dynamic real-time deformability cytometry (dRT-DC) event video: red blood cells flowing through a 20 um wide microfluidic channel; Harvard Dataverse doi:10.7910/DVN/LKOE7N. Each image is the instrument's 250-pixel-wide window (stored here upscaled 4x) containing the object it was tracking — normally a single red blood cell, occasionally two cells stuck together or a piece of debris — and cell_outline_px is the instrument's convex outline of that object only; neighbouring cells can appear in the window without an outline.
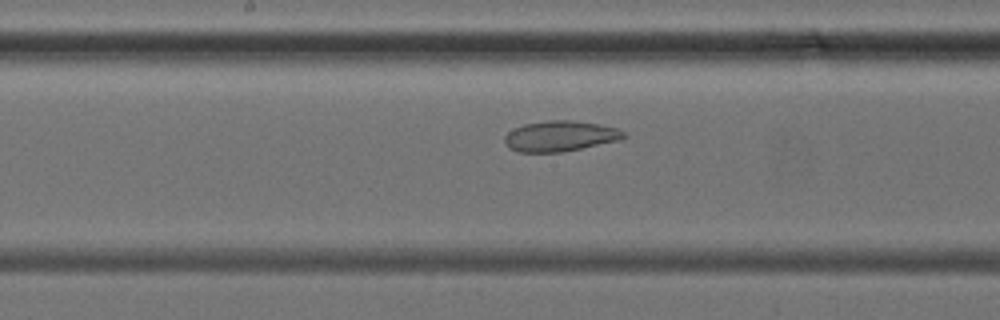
{"species": "common noctule bat (a hibernating species)", "species_latin": "Nyctalus noctula", "temperature_condition": "cold", "stored_images_in_passage": 39, "camera_frame_rate_fps": 3000, "um_per_image_px": 0.085, "animal": {"sex": "female", "body_mass_g": 24.6, "forearm_length_mm": 56.2}, "frame": {"image": 1, "passage_image": 19, "time_ms": 6.0, "image_size_px": [1000, 320], "cell_outline_px": [[628, 136], [620, 140], [560, 152], [516, 152], [508, 148], [504, 140], [504, 136], [512, 128], [524, 124], [548, 120], [572, 120], [600, 124], [616, 128], [624, 132]], "centroid_in_image_um": [47.58, 11.56], "position_along_channel_um": 200.6, "area_um2": 21.27}}
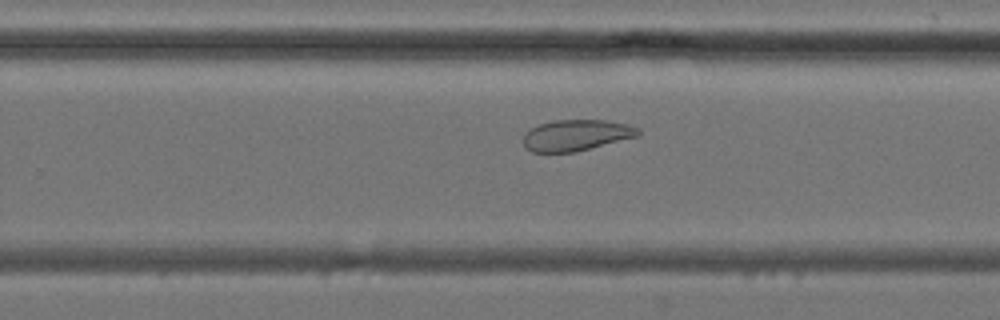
{"frame": {"image": 2, "passage_image": 24, "time_ms": 7.667, "image_size_px": [1000, 320], "cell_outline_px": [[640, 136], [576, 152], [532, 152], [524, 144], [524, 136], [528, 128], [552, 120], [604, 120], [628, 124], [640, 128]], "centroid_in_image_um": [49.02, 11.49], "position_along_channel_um": 280.8, "area_um2": 20.98}}
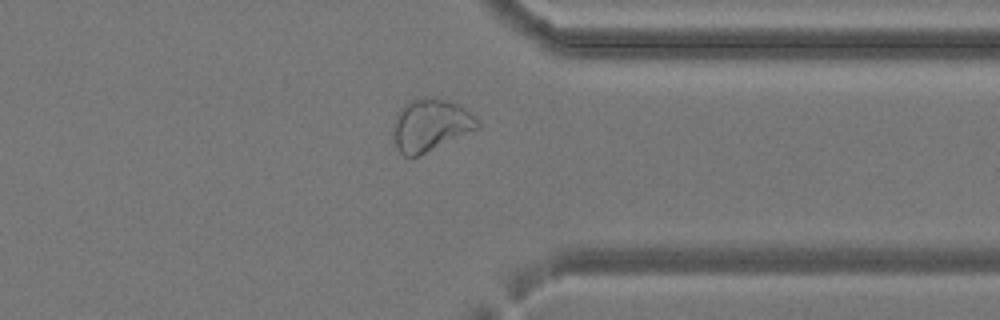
{"frame": {"image": 3, "passage_image": 30, "time_ms": 9.667, "image_size_px": [1000, 320], "cell_outline_px": [[480, 128], [420, 156], [404, 156], [396, 148], [392, 136], [392, 128], [396, 116], [400, 108], [408, 100], [424, 96], [436, 96], [452, 100], [460, 104], [472, 112], [480, 120]], "centroid_in_image_um": [36.62, 10.6], "position_along_channel_um": 374.8, "area_um2": 26.76}}